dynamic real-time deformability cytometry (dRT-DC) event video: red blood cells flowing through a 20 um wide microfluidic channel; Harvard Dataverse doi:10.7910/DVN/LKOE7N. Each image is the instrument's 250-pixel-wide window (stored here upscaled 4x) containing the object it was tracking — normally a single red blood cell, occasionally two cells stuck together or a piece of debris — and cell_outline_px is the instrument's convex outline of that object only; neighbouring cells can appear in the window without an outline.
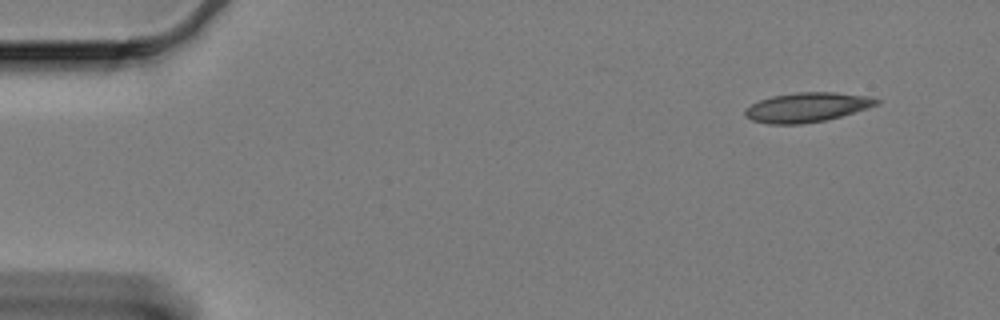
{"species": "Egyptian fruit bat (a non-hibernating species)", "species_latin": "Rousettus aegyptiacus", "temperature_condition": "cold", "stored_images_in_passage": 8, "camera_frame_rate_fps": 3000, "um_per_image_px": 0.085, "animal": {"sex": "female"}, "frame": {"image": 1, "passage_image": 1, "time_ms": 0.0, "image_size_px": [1000, 320], "cell_outline_px": [[880, 100], [876, 104], [868, 108], [840, 116], [824, 120], [800, 124], [768, 124], [752, 120], [744, 116], [744, 108], [760, 100], [772, 96], [796, 92], [836, 92], [872, 96]], "centroid_in_image_um": [68.57, 9.11], "position_along_channel_um": 16.4, "area_um2": 22.6}}